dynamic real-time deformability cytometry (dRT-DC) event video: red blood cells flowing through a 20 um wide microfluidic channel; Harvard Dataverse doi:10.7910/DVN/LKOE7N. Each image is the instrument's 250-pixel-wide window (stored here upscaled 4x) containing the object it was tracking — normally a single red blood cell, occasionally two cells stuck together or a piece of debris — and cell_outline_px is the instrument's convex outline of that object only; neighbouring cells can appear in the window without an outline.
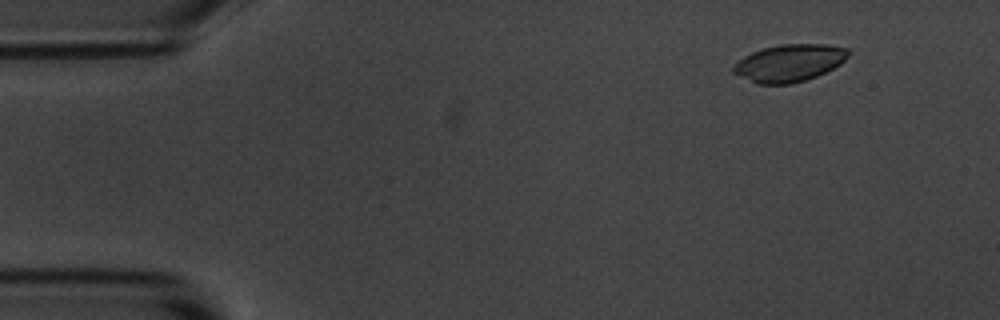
{"species": "common noctule bat (a hibernating species)", "species_latin": "Nyctalus noctula", "temperature_condition": "room temperature", "stored_images_in_passage": 5, "segment_of_instrument_passage": [1, 2], "camera_frame_rate_fps": 3000, "um_per_image_px": 0.085, "animal": {"sex": "male", "body_mass_g": 20.1, "forearm_length_mm": 53.5}, "frame": {"image": 1, "passage_image": 2, "time_ms": 1.333, "image_size_px": [1000, 320], "cell_outline_px": [[852, 52], [840, 64], [816, 76], [792, 84], [756, 84], [732, 72], [732, 68], [744, 56], [752, 52], [764, 48], [780, 44], [828, 44], [848, 48]], "centroid_in_image_um": [67.11, 5.35], "position_along_channel_um": 17.9, "area_um2": 24.91}}